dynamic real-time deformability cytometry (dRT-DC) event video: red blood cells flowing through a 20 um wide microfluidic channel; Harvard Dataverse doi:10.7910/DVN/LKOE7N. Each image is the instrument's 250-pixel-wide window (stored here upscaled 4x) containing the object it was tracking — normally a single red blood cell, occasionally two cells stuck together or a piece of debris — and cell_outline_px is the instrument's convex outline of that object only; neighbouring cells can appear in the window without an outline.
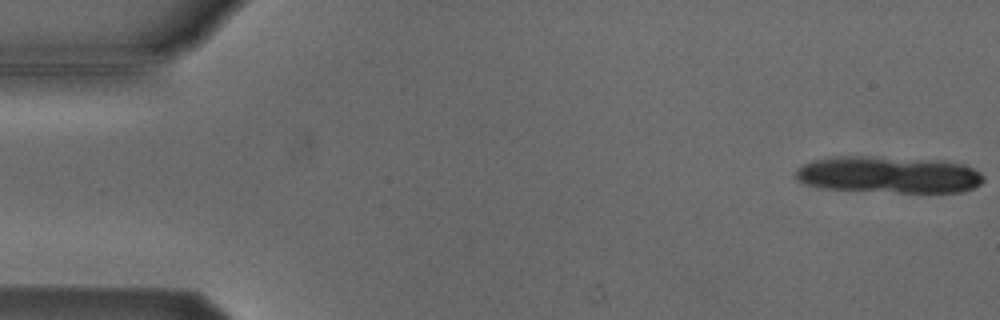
{"species": "Egyptian fruit bat (a non-hibernating species)", "species_latin": "Rousettus aegyptiacus", "temperature_condition": "cold", "stored_images_in_passage": 11, "camera_frame_rate_fps": 3000, "um_per_image_px": 0.085, "animal": {"sex": "male"}, "frame": {"image": 1, "passage_image": 1, "time_ms": 0.0, "image_size_px": [1000, 320], "cell_outline_px": [[984, 180], [980, 184], [972, 188], [960, 192], [900, 192], [824, 188], [808, 184], [800, 180], [796, 176], [796, 168], [800, 164], [812, 160], [828, 156], [872, 156], [948, 160], [964, 164], [980, 172], [984, 176]], "centroid_in_image_um": [75.56, 14.82], "position_along_channel_um": 9.4, "area_um2": 40.58}}